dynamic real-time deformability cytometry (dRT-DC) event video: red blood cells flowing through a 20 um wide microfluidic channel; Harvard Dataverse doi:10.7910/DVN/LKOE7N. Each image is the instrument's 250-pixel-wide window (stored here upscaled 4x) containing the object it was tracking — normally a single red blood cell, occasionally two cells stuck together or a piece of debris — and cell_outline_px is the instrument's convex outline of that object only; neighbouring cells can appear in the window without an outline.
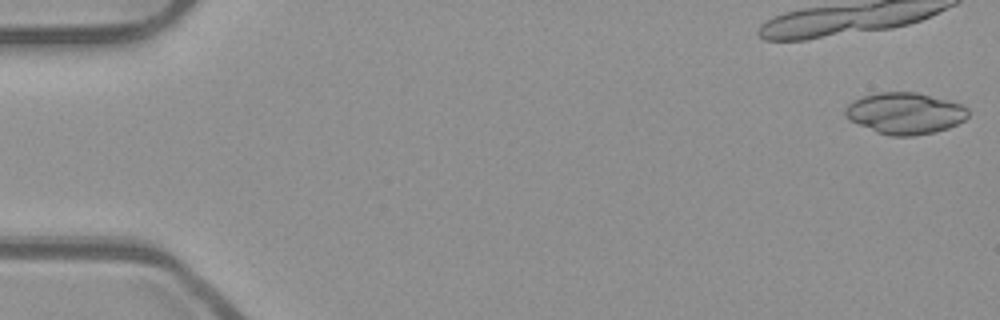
{"species": "common noctule bat (a hibernating species)", "species_latin": "Nyctalus noctula", "temperature_condition": "room temperature", "stored_images_in_passage": 19, "camera_frame_rate_fps": 3000, "um_per_image_px": 0.085, "animal": {"sex": "male", "body_mass_g": 23.1, "forearm_length_mm": 52.7}, "frame": {"image": 1, "passage_image": 1, "time_ms": 0.0, "image_size_px": [1000, 320], "cell_outline_px": [[968, 116], [964, 120], [948, 128], [936, 132], [912, 136], [888, 136], [876, 132], [848, 120], [844, 116], [844, 108], [848, 104], [864, 96], [880, 92], [916, 92], [960, 104], [968, 108]], "centroid_in_image_um": [76.9, 9.65], "position_along_channel_um": 8.1, "area_um2": 29.65}}